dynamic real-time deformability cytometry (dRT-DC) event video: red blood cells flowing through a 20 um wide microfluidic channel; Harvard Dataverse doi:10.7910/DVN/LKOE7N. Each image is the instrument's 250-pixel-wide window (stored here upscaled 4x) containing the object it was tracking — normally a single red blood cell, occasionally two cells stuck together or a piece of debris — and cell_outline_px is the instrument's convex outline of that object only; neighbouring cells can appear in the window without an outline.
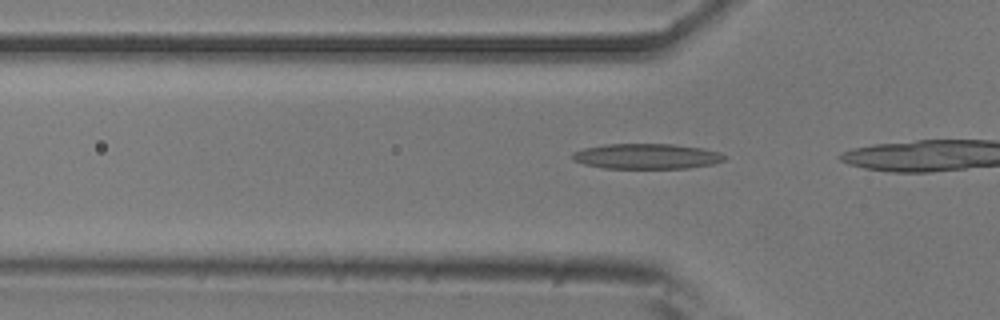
{"species": "common noctule bat (a hibernating species)", "species_latin": "Nyctalus noctula", "temperature_condition": "room temperature", "stored_images_in_passage": 14, "camera_frame_rate_fps": 3000, "um_per_image_px": 0.085, "animal": {"sex": "male", "body_mass_g": 20.5, "forearm_length_mm": 52.5}, "frame": {"image": 1, "passage_image": 12, "time_ms": 3.667, "image_size_px": [1000, 320], "cell_outline_px": [[724, 160], [712, 164], [688, 168], [604, 168], [584, 164], [572, 160], [572, 152], [584, 148], [604, 144], [672, 144], [704, 148], [720, 152], [724, 156]], "centroid_in_image_um": [54.94, 13.28], "position_along_channel_um": 70.9, "area_um2": 22.43}}